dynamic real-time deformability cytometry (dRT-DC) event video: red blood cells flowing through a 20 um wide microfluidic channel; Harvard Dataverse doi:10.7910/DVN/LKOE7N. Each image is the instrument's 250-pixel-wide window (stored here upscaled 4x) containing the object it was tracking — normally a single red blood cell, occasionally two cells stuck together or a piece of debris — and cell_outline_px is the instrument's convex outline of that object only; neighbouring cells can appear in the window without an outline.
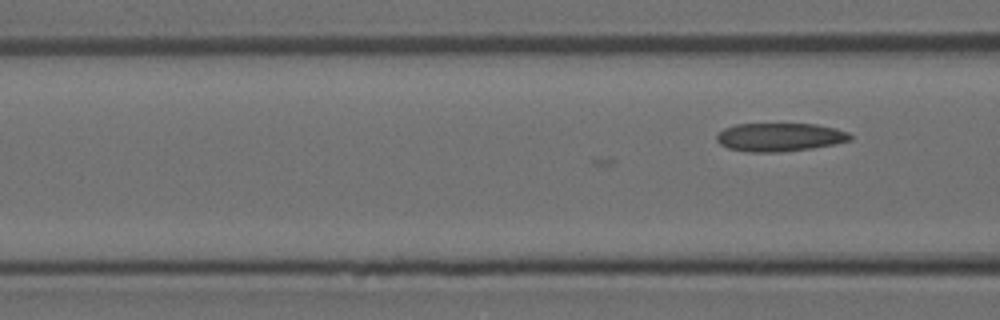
{"species": "Egyptian fruit bat (a non-hibernating species)", "species_latin": "Rousettus aegyptiacus", "temperature_condition": "room temperature", "stored_images_in_passage": 4, "camera_frame_rate_fps": 3000, "um_per_image_px": 0.085, "animal": {"sex": "female"}, "frame": {"image": 1, "passage_image": 4, "time_ms": 1.0, "image_size_px": [1000, 320], "cell_outline_px": [[852, 140], [836, 144], [812, 148], [780, 152], [752, 152], [728, 148], [720, 144], [716, 140], [716, 136], [724, 128], [736, 124], [816, 124], [836, 128], [848, 132], [852, 136]], "centroid_in_image_um": [66.3, 11.65], "position_along_channel_um": 100.3, "area_um2": 22.14}}